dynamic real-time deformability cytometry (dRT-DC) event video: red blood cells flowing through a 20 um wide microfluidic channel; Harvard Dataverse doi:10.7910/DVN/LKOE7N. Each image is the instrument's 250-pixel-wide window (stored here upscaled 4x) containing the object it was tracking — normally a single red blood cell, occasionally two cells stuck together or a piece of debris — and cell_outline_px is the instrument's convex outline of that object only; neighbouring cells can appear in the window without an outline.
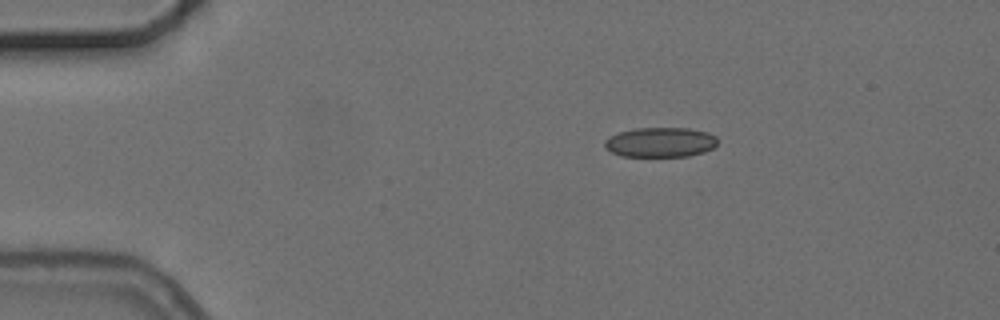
{"species": "common noctule bat (a hibernating species)", "species_latin": "Nyctalus noctula", "temperature_condition": "cold", "stored_images_in_passage": 3, "camera_frame_rate_fps": 3000, "um_per_image_px": 0.085, "animal": {"sex": "female", "body_mass_g": 24.6, "forearm_length_mm": 56.2}, "frame": {"image": 1, "passage_image": 1, "time_ms": 0.0, "image_size_px": [1000, 320], "cell_outline_px": [[716, 144], [712, 148], [704, 152], [688, 156], [620, 156], [612, 152], [604, 144], [604, 140], [608, 136], [620, 132], [636, 128], [688, 128], [708, 132], [716, 136]], "centroid_in_image_um": [56.13, 12.08], "position_along_channel_um": 28.9, "area_um2": 19.54}}
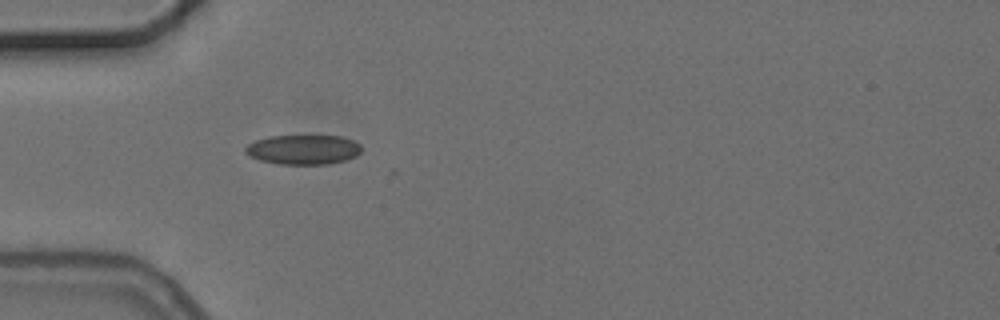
{"frame": {"image": 2, "passage_image": 3, "time_ms": 2.333, "image_size_px": [1000, 320], "cell_outline_px": [[360, 152], [356, 156], [344, 160], [328, 164], [280, 164], [260, 160], [248, 156], [244, 152], [244, 148], [248, 144], [256, 140], [268, 136], [340, 136], [352, 140], [360, 144]], "centroid_in_image_um": [25.74, 12.71], "position_along_channel_um": 59.3, "area_um2": 20.0}}